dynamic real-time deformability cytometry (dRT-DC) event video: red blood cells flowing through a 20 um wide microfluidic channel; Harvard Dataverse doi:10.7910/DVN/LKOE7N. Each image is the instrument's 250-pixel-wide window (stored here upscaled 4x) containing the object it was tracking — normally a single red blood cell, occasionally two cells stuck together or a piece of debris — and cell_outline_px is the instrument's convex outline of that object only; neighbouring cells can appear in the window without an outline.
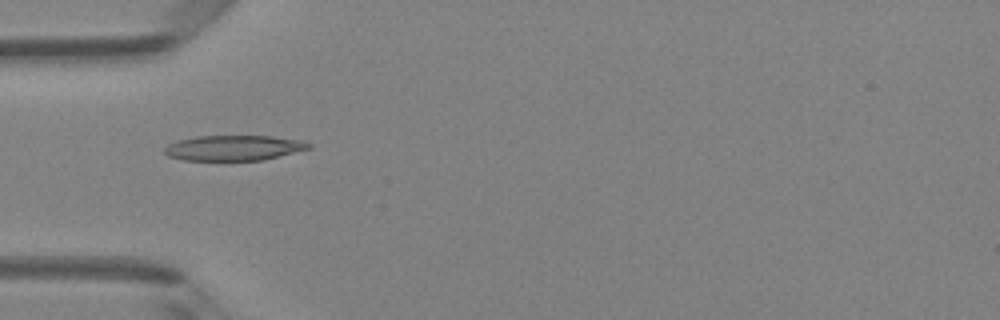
{"species": "Egyptian fruit bat (a non-hibernating species)", "species_latin": "Rousettus aegyptiacus", "temperature_condition": "room temperature", "stored_images_in_passage": 7, "camera_frame_rate_fps": 3000, "um_per_image_px": 0.085, "animal": {"sex": "female"}, "frame": {"image": 1, "passage_image": 5, "time_ms": 5.0, "image_size_px": [1000, 320], "cell_outline_px": [[312, 148], [264, 160], [184, 160], [168, 156], [164, 152], [164, 148], [168, 144], [180, 140], [196, 136], [272, 136], [300, 140], [312, 144]], "centroid_in_image_um": [19.9, 12.57], "position_along_channel_um": 65.1, "area_um2": 21.21}}
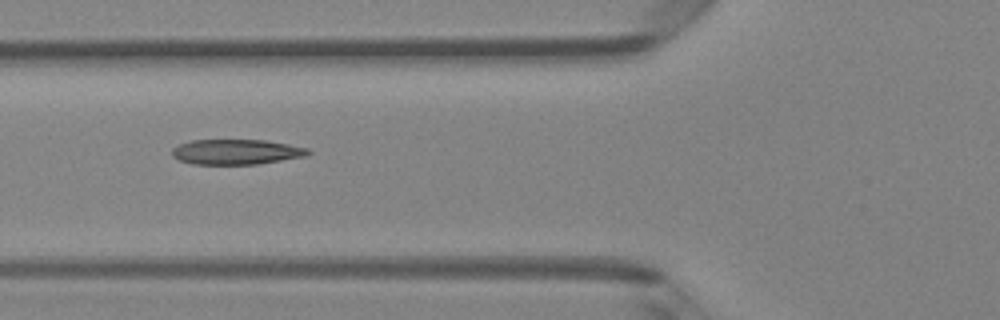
{"frame": {"image": 2, "passage_image": 6, "time_ms": 6.0, "image_size_px": [1000, 320], "cell_outline_px": [[312, 152], [308, 156], [256, 164], [192, 164], [180, 160], [172, 156], [172, 148], [180, 144], [192, 140], [264, 140], [288, 144], [308, 148]], "centroid_in_image_um": [20.11, 12.91], "position_along_channel_um": 105.7, "area_um2": 19.94}}
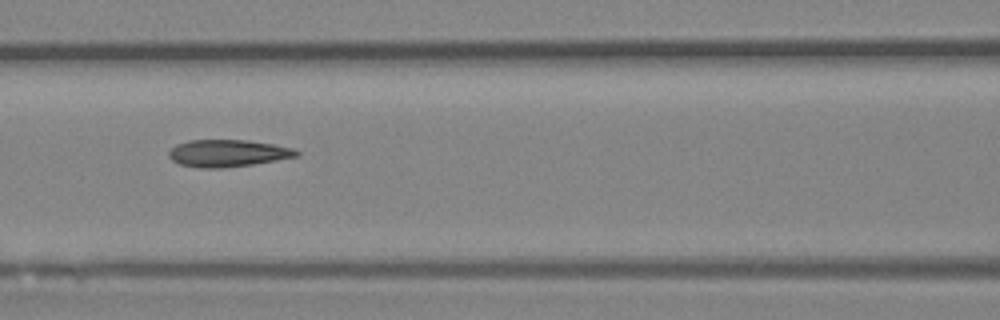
{"frame": {"image": 3, "passage_image": 7, "time_ms": 7.0, "image_size_px": [1000, 320], "cell_outline_px": [[300, 156], [252, 164], [220, 168], [200, 168], [180, 164], [172, 160], [168, 156], [168, 152], [176, 144], [188, 140], [248, 140], [272, 144], [292, 148], [300, 152]], "centroid_in_image_um": [19.34, 13.02], "position_along_channel_um": 147.3, "area_um2": 20.11}}